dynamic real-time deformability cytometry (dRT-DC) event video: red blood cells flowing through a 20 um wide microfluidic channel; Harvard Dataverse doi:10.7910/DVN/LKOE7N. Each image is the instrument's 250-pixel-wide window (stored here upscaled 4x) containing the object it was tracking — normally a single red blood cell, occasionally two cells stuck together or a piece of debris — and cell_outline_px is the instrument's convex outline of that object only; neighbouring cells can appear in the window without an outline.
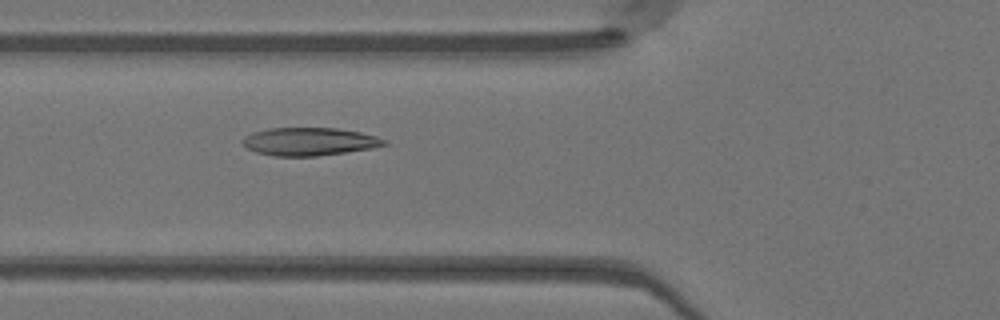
{"species": "Egyptian fruit bat (a non-hibernating species)", "species_latin": "Rousettus aegyptiacus", "temperature_condition": "warm", "stored_images_in_passage": 34, "camera_frame_rate_fps": 3000, "um_per_image_px": 0.085, "animal": {"sex": "female"}, "frame": {"image": 1, "passage_image": 6, "time_ms": 1.667, "image_size_px": [1000, 320], "cell_outline_px": [[388, 144], [372, 148], [316, 156], [272, 156], [256, 152], [240, 144], [240, 140], [244, 136], [252, 132], [268, 128], [336, 128], [360, 132], [376, 136], [388, 140]], "centroid_in_image_um": [26.25, 12.03], "position_along_channel_um": 99.5, "area_um2": 23.24}}
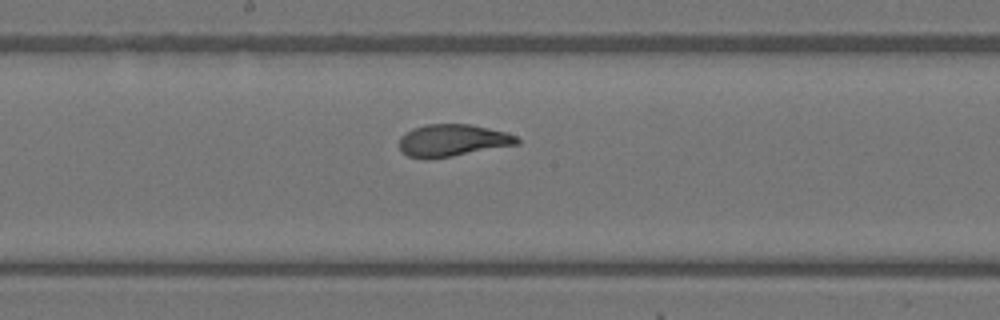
{"frame": {"image": 2, "passage_image": 14, "time_ms": 4.333, "image_size_px": [1000, 320], "cell_outline_px": [[520, 144], [452, 156], [428, 160], [424, 160], [408, 156], [400, 152], [400, 136], [412, 128], [424, 124], [472, 124], [504, 132], [516, 136], [520, 140]], "centroid_in_image_um": [38.42, 11.94], "position_along_channel_um": 209.8, "area_um2": 22.31}}
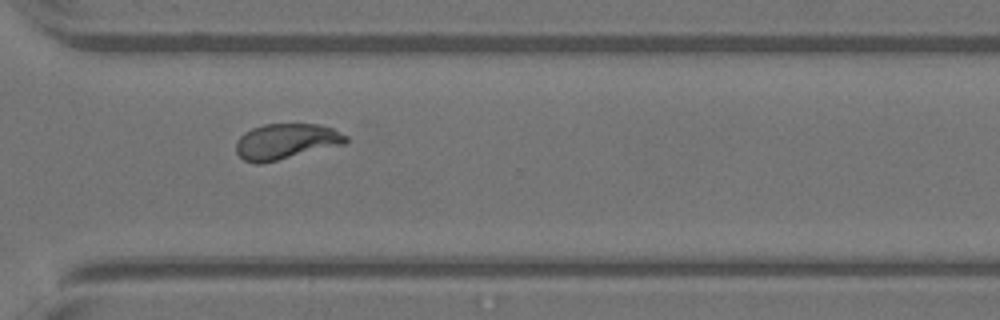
{"frame": {"image": 3, "passage_image": 24, "time_ms": 7.667, "image_size_px": [1000, 320], "cell_outline_px": [[348, 140], [344, 144], [260, 164], [256, 164], [244, 160], [236, 152], [236, 140], [244, 132], [252, 128], [264, 124], [320, 124], [332, 128], [348, 136]], "centroid_in_image_um": [24.29, 12.01], "position_along_channel_um": 346.3, "area_um2": 22.72}, "authors_computed_cell_mechanics": {"area_um2": 22.4842, "velocity_mm_per_s": 4.1197, "shape_relaxation_time_tau1_ms": 3.2551, "shape_relaxation_time_tau2_ms": 0.6351, "deformation_change_tau1": 0.1563, "deformation_change_tau2": 0.0636}}